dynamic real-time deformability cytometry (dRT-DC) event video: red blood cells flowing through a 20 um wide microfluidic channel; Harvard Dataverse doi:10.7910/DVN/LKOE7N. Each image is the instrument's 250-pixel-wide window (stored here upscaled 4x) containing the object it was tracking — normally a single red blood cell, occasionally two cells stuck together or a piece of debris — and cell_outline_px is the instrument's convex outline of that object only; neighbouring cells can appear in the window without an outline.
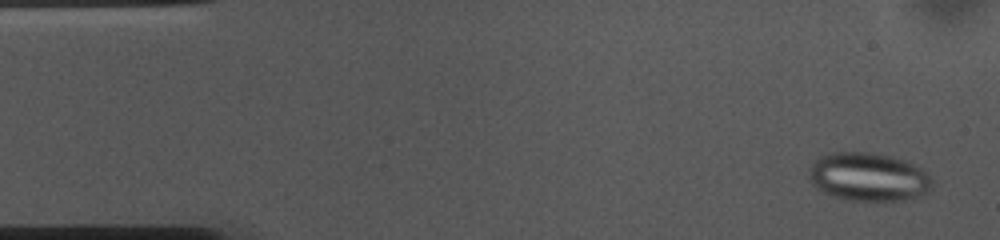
{"species": "common noctule bat (a hibernating species)", "species_latin": "Nyctalus noctula", "temperature_condition": "cold", "stored_images_in_passage": 53, "camera_frame_rate_fps": 3000, "um_per_image_px": 0.085, "animal": {"sex": "female", "body_mass_g": 10.0, "forearm_length_mm": 53.1}, "frame": {"image": 1, "passage_image": 3, "time_ms": 0.667, "image_size_px": [1000, 240], "cell_outline_px": [[932, 188], [924, 196], [904, 200], [844, 200], [832, 196], [824, 192], [812, 184], [808, 180], [808, 168], [820, 156], [832, 152], [868, 152], [888, 156], [904, 160], [928, 172], [932, 180]], "centroid_in_image_um": [73.81, 15.05], "position_along_channel_um": 11.2, "area_um2": 35.03}}
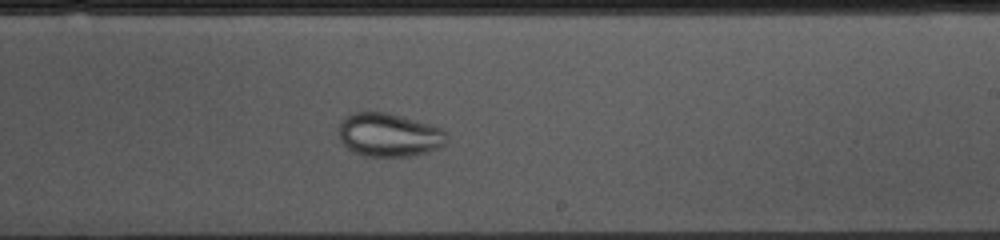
{"frame": {"image": 2, "passage_image": 31, "time_ms": 10.0, "image_size_px": [1000, 240], "cell_outline_px": [[448, 140], [444, 144], [436, 148], [424, 152], [408, 156], [364, 156], [348, 148], [340, 140], [340, 120], [344, 116], [352, 112], [368, 108], [432, 124], [448, 132]], "centroid_in_image_um": [33.03, 11.41], "position_along_channel_um": 256.0, "area_um2": 27.69}}
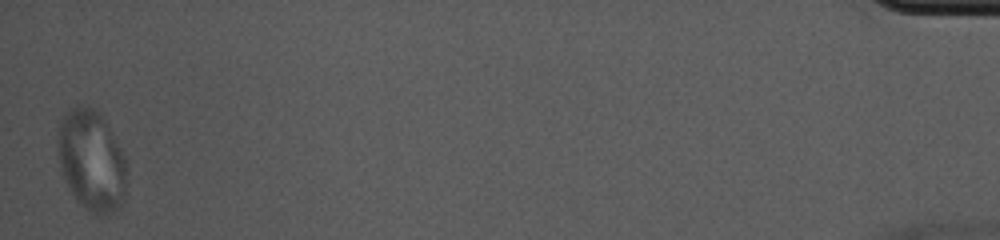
{"frame": {"image": 3, "passage_image": 53, "time_ms": 17.333, "image_size_px": [1000, 240], "cell_outline_px": [[128, 172], [124, 204], [112, 212], [100, 216], [96, 216], [88, 212], [76, 200], [64, 180], [60, 164], [60, 124], [64, 116], [76, 104], [92, 108], [100, 112], [120, 148], [124, 156]], "centroid_in_image_um": [7.84, 13.72], "position_along_channel_um": 427.4, "area_um2": 40.4}}